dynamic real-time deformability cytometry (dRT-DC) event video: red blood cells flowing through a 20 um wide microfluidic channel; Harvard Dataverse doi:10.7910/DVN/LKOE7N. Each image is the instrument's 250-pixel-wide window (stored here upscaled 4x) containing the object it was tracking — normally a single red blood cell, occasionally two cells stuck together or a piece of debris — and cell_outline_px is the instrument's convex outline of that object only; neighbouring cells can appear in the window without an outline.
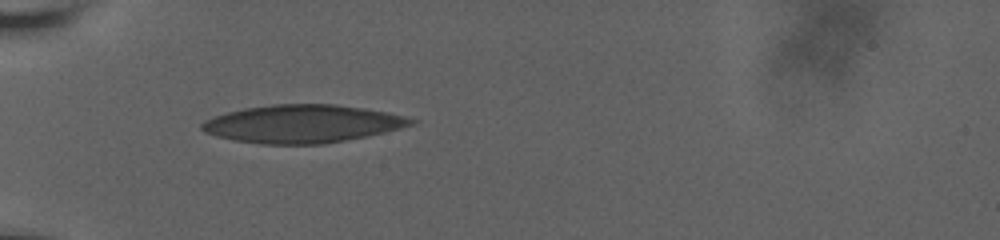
{"species": "human", "species_latin": "Homo sapiens", "temperature_condition": "room temperature", "stored_images_in_passage": 51, "camera_frame_rate_fps": 3000, "um_per_image_px": 0.085, "donor": {"sex": "male"}, "frame": {"image": 1, "passage_image": 1, "time_ms": 0.0, "image_size_px": [1000, 240], "cell_outline_px": [[420, 120], [416, 124], [368, 136], [324, 144], [260, 144], [232, 140], [216, 136], [204, 132], [200, 128], [200, 124], [204, 120], [212, 116], [244, 108], [272, 104], [336, 104], [364, 108], [388, 112]], "centroid_in_image_um": [25.7, 10.52], "position_along_channel_um": 59.3, "area_um2": 46.64}}
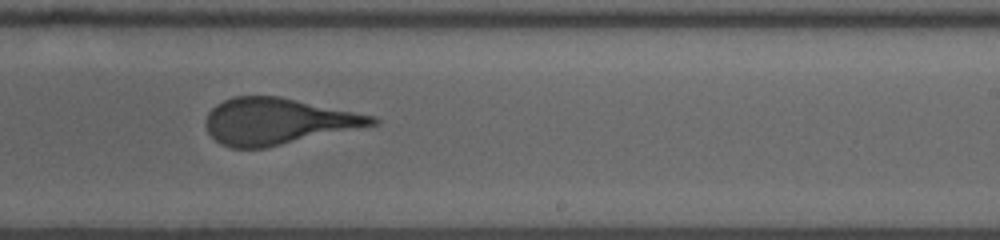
{"frame": {"image": 2, "passage_image": 25, "time_ms": 6.0, "image_size_px": [1000, 240], "cell_outline_px": [[380, 124], [264, 148], [232, 148], [220, 144], [208, 132], [204, 124], [208, 112], [216, 104], [224, 100], [236, 96], [280, 96], [376, 116], [380, 120]], "centroid_in_image_um": [23.62, 10.31], "position_along_channel_um": 265.4, "area_um2": 45.03}}
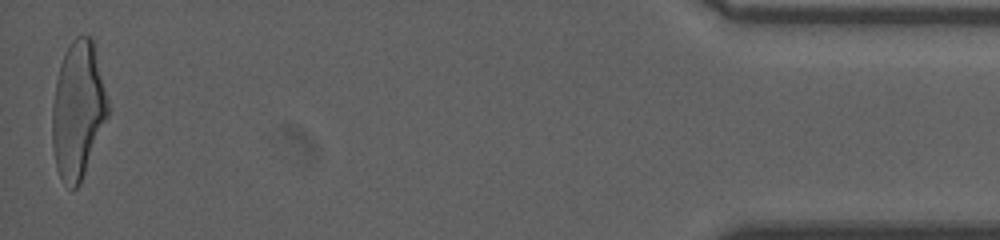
{"frame": {"image": 3, "passage_image": 50, "time_ms": 12.667, "image_size_px": [1000, 240], "cell_outline_px": [[108, 116], [80, 184], [72, 192], [64, 184], [56, 168], [52, 148], [52, 104], [56, 80], [60, 64], [72, 40], [76, 36], [92, 36], [108, 100]], "centroid_in_image_um": [6.61, 9.4], "position_along_channel_um": 428.6, "area_um2": 44.45}, "authors_computed_cell_mechanics": {"area_um2": 45.662, "velocity_mm_per_s": 3.6418, "shape_relaxation_time_tau1_ms": 4.5798, "shape_relaxation_time_tau2_ms": 0.8075, "deformation_change_tau1": 0.1937, "deformation_change_tau2": 0.1104}}